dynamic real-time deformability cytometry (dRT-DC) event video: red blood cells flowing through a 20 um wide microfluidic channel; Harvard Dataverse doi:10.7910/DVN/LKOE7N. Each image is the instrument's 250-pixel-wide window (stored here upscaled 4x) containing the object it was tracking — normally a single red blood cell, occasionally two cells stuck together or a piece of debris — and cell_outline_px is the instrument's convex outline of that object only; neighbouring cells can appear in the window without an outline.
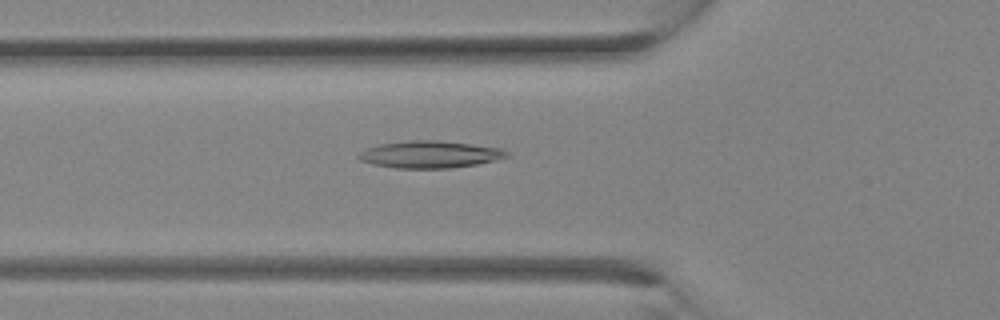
{"species": "Egyptian fruit bat (a non-hibernating species)", "species_latin": "Rousettus aegyptiacus", "temperature_condition": "room temperature", "stored_images_in_passage": 25, "camera_frame_rate_fps": 3000, "um_per_image_px": 0.085, "animal": {"sex": "female"}, "frame": {"image": 1, "passage_image": 4, "time_ms": 1.0, "image_size_px": [1000, 320], "cell_outline_px": [[508, 156], [496, 160], [476, 164], [448, 168], [396, 168], [372, 164], [360, 160], [356, 156], [360, 152], [368, 148], [380, 144], [408, 140], [440, 140], [504, 148], [508, 152]], "centroid_in_image_um": [36.55, 13.12], "position_along_channel_um": 89.2, "area_um2": 23.41}}
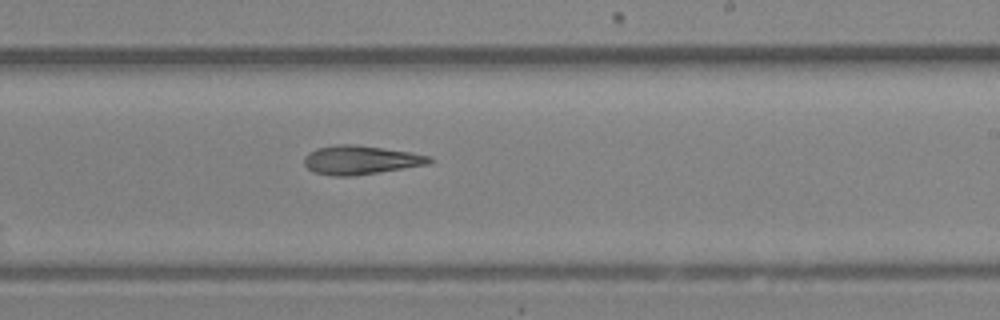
{"frame": {"image": 2, "passage_image": 12, "time_ms": 3.667, "image_size_px": [1000, 320], "cell_outline_px": [[432, 160], [428, 164], [352, 176], [332, 176], [312, 172], [304, 164], [304, 156], [308, 152], [316, 148], [336, 144], [356, 144], [412, 152], [428, 156]], "centroid_in_image_um": [30.58, 13.59], "position_along_channel_um": 258.4, "area_um2": 21.04}}
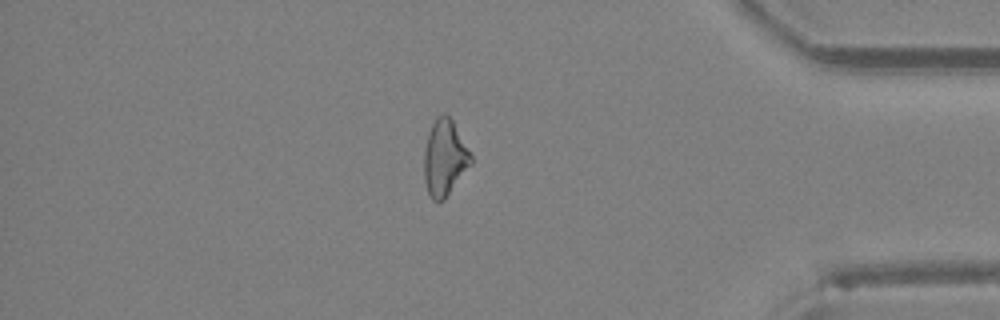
{"frame": {"image": 3, "passage_image": 20, "time_ms": 6.333, "image_size_px": [1000, 320], "cell_outline_px": [[472, 164], [444, 200], [432, 200], [428, 192], [424, 180], [424, 152], [428, 136], [432, 124], [436, 116], [444, 112], [452, 120], [472, 156]], "centroid_in_image_um": [37.79, 13.42], "position_along_channel_um": 397.4, "area_um2": 20.58}}